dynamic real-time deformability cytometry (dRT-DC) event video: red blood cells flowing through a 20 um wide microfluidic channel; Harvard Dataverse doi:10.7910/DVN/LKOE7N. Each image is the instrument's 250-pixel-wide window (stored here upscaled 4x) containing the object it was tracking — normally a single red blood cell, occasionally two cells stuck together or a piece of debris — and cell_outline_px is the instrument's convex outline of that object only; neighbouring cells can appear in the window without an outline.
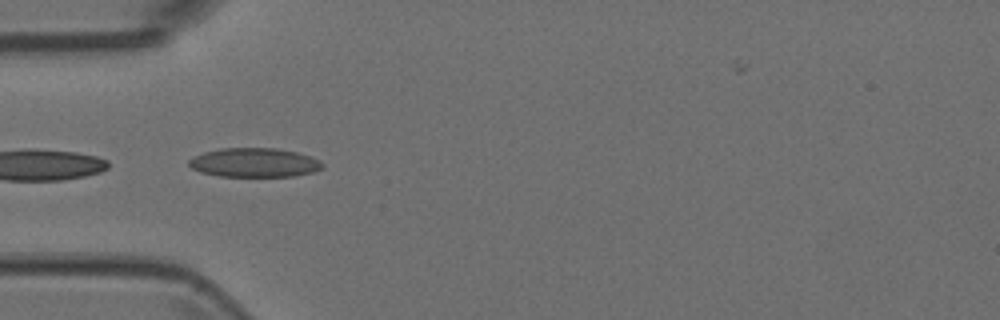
{"species": "Egyptian fruit bat (a non-hibernating species)", "species_latin": "Rousettus aegyptiacus", "temperature_condition": "room temperature", "stored_images_in_passage": 10, "camera_frame_rate_fps": 3000, "um_per_image_px": 0.085, "animal": {"sex": "female"}, "frame": {"image": 1, "passage_image": 4, "time_ms": 1.0, "image_size_px": [1000, 320], "cell_outline_px": [[324, 168], [312, 172], [296, 176], [220, 176], [200, 172], [192, 168], [188, 164], [188, 160], [204, 152], [220, 148], [276, 148], [296, 152], [320, 160], [324, 164]], "centroid_in_image_um": [21.63, 13.82], "position_along_channel_um": 63.4, "area_um2": 22.6}}
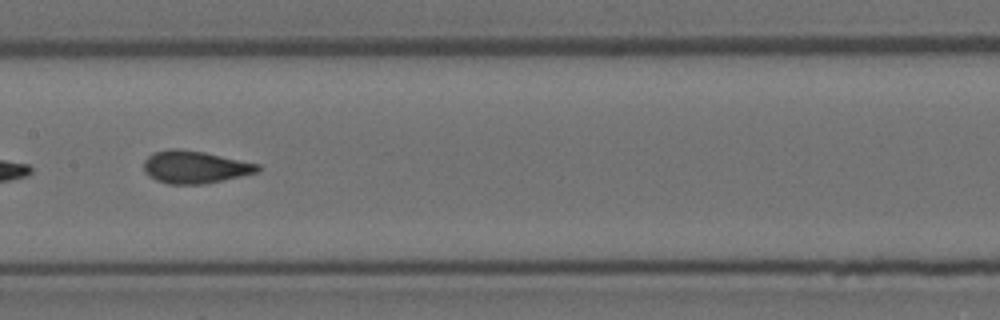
{"frame": {"image": 2, "passage_image": 7, "time_ms": 2.0, "image_size_px": [1000, 320], "cell_outline_px": [[260, 172], [204, 184], [168, 184], [156, 180], [148, 176], [144, 172], [144, 160], [152, 152], [172, 148], [176, 148], [204, 152], [260, 164]], "centroid_in_image_um": [16.55, 14.2], "position_along_channel_um": 190.8, "area_um2": 21.73}}
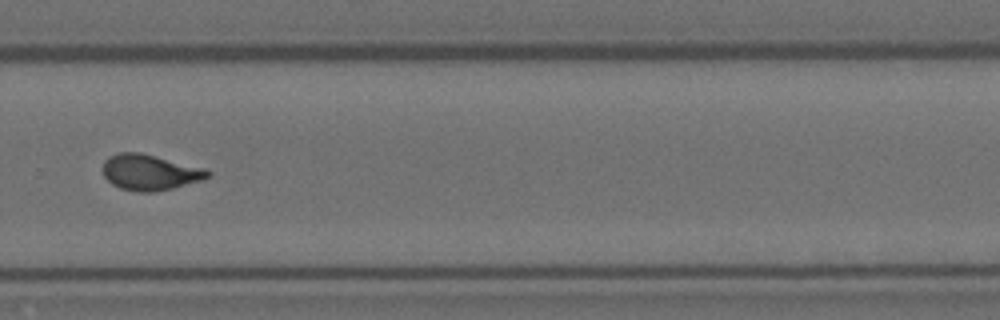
{"frame": {"image": 3, "passage_image": 10, "time_ms": 3.0, "image_size_px": [1000, 320], "cell_outline_px": [[212, 176], [200, 180], [172, 188], [152, 192], [136, 192], [120, 188], [112, 184], [104, 176], [104, 160], [108, 156], [120, 152], [140, 152], [208, 168], [212, 172]], "centroid_in_image_um": [12.77, 14.63], "position_along_channel_um": 317.0, "area_um2": 22.02}}